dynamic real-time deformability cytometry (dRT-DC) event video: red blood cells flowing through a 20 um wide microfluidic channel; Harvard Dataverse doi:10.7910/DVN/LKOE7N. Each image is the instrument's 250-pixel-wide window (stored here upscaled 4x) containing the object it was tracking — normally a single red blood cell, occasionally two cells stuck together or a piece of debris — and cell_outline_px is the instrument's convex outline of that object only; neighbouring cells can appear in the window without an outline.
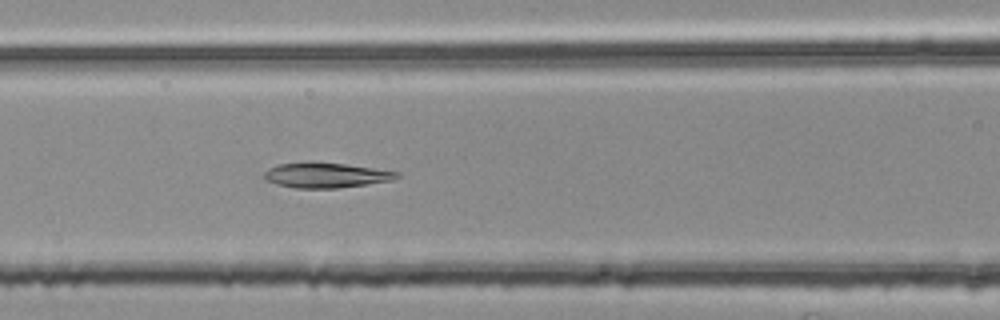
{"species": "common noctule bat (a hibernating species)", "species_latin": "Nyctalus noctula", "temperature_condition": "room temperature", "stored_images_in_passage": 49, "camera_frame_rate_fps": 3000, "um_per_image_px": 0.085, "animal": {"sex": "female", "body_mass_g": 25.1}, "frame": {"image": 1, "passage_image": 18, "time_ms": 5.667, "image_size_px": [1000, 320], "cell_outline_px": [[400, 176], [392, 180], [336, 188], [296, 188], [276, 184], [264, 180], [264, 172], [268, 168], [276, 164], [312, 160], [344, 164], [400, 172]], "centroid_in_image_um": [27.62, 14.86], "position_along_channel_um": 139.0, "area_um2": 19.65}}
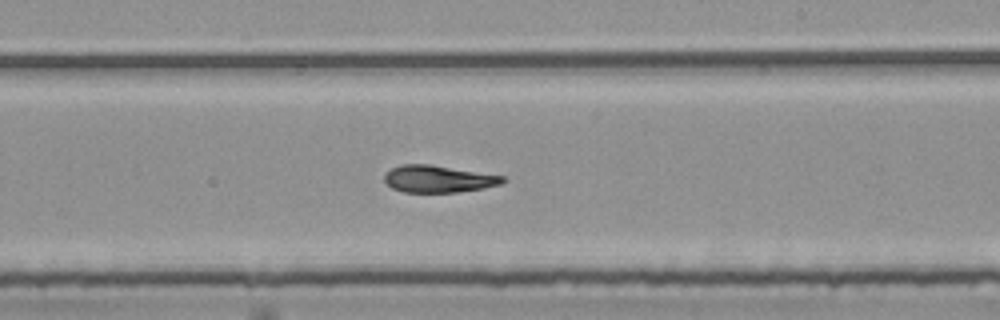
{"frame": {"image": 2, "passage_image": 27, "time_ms": 8.667, "image_size_px": [1000, 320], "cell_outline_px": [[508, 180], [500, 184], [484, 188], [456, 192], [404, 192], [392, 188], [384, 180], [384, 172], [400, 164], [432, 164], [504, 176]], "centroid_in_image_um": [37.25, 15.2], "position_along_channel_um": 251.8, "area_um2": 18.79}}
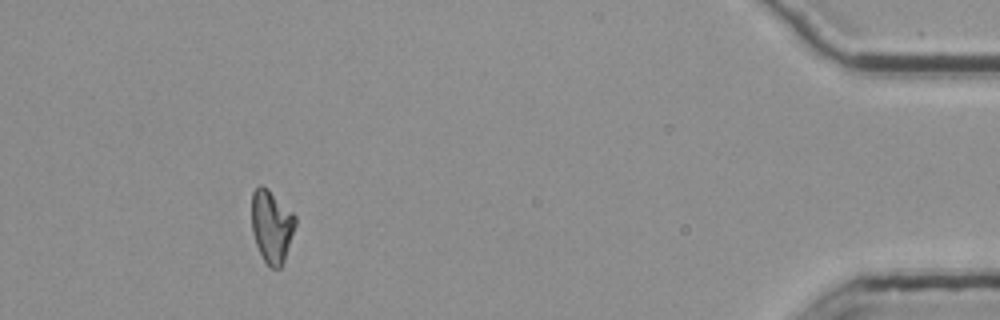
{"frame": {"image": 3, "passage_image": 45, "time_ms": 14.667, "image_size_px": [1000, 320], "cell_outline_px": [[296, 224], [284, 260], [280, 268], [272, 268], [264, 260], [256, 244], [252, 232], [252, 192], [260, 184], [268, 188], [296, 216]], "centroid_in_image_um": [23.08, 19.21], "position_along_channel_um": 412.1, "area_um2": 18.32}, "authors_computed_cell_mechanics": {"area_um2": 19.4786, "velocity_mm_per_s": 3.7754, "shape_relaxation_time_tau1_ms": 6.6302, "shape_relaxation_time_tau2_ms": 3.6821, "deformation_change_tau1": 0.1847, "deformation_change_tau2": 0.0871}}